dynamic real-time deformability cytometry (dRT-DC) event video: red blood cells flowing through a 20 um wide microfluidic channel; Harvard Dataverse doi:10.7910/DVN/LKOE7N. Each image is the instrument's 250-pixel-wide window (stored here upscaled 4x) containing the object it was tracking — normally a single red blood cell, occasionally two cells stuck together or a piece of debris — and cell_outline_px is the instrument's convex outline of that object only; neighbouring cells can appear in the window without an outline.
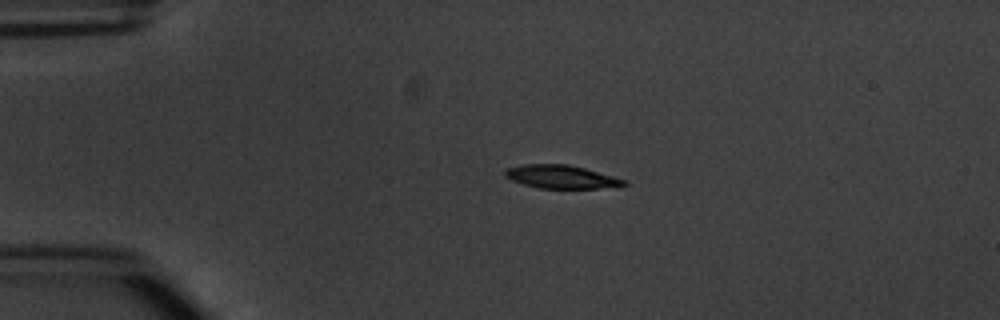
{"species": "common noctule bat (a hibernating species)", "species_latin": "Nyctalus noctula", "temperature_condition": "warm", "stored_images_in_passage": 6, "camera_frame_rate_fps": 3000, "um_per_image_px": 0.085, "animal": {"sex": "male", "body_mass_g": 20.1, "forearm_length_mm": 53.5}, "frame": {"image": 1, "passage_image": 4, "time_ms": 3.667, "image_size_px": [1000, 320], "cell_outline_px": [[628, 184], [596, 188], [540, 188], [524, 184], [512, 180], [504, 176], [504, 172], [508, 168], [524, 164], [568, 164], [584, 168], [612, 176], [624, 180]], "centroid_in_image_um": [47.64, 15.02], "position_along_channel_um": 37.4, "area_um2": 15.72}}
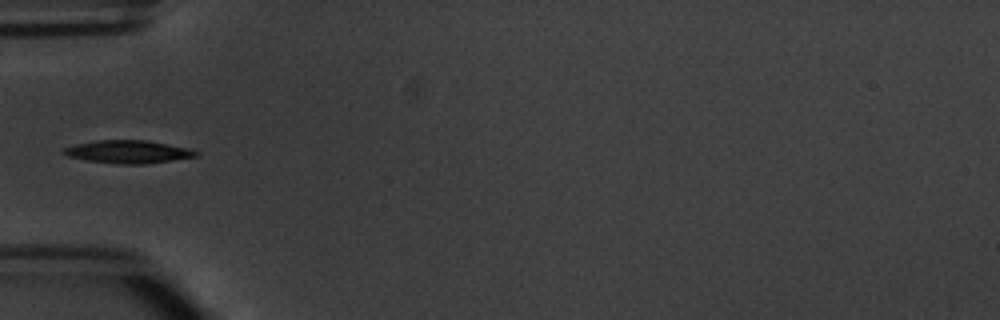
{"frame": {"image": 2, "passage_image": 6, "time_ms": 5.667, "image_size_px": [1000, 320], "cell_outline_px": [[200, 156], [144, 164], [120, 164], [88, 160], [68, 156], [60, 152], [64, 148], [76, 144], [96, 140], [148, 140], [188, 148], [200, 152]], "centroid_in_image_um": [10.92, 12.89], "position_along_channel_um": 74.1, "area_um2": 17.63}}